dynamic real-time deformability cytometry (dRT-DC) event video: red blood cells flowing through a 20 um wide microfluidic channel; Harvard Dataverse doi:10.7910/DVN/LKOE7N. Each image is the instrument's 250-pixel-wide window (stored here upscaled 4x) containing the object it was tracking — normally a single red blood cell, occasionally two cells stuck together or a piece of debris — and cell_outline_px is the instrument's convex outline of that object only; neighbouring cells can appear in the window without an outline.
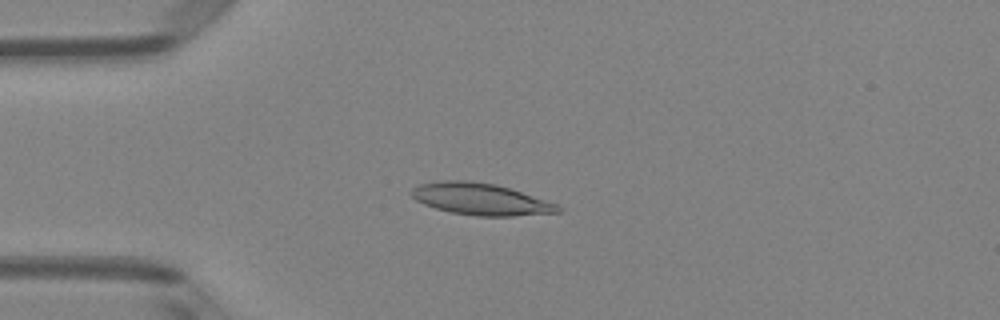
{"species": "Egyptian fruit bat (a non-hibernating species)", "species_latin": "Rousettus aegyptiacus", "temperature_condition": "room temperature", "stored_images_in_passage": 49, "camera_frame_rate_fps": 3000, "um_per_image_px": 0.085, "animal": {"sex": "female"}, "frame": {"image": 1, "passage_image": 12, "time_ms": 3.667, "image_size_px": [1000, 320], "cell_outline_px": [[564, 208], [560, 212], [512, 216], [476, 216], [452, 212], [436, 208], [424, 204], [416, 200], [408, 192], [412, 188], [420, 184], [440, 180], [468, 180], [496, 184], [556, 204]], "centroid_in_image_um": [40.8, 16.92], "position_along_channel_um": 44.2, "area_um2": 26.93}}
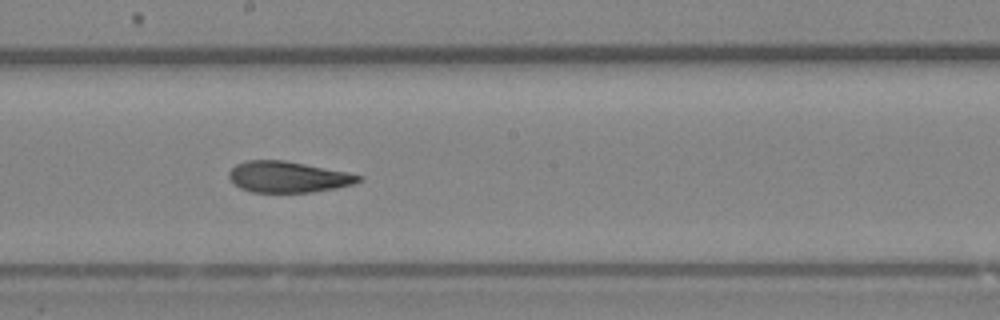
{"frame": {"image": 2, "passage_image": 27, "time_ms": 8.667, "image_size_px": [1000, 320], "cell_outline_px": [[364, 180], [352, 184], [336, 188], [312, 192], [252, 192], [240, 188], [228, 176], [228, 172], [236, 164], [248, 160], [284, 160], [348, 172], [364, 176]], "centroid_in_image_um": [24.51, 15.03], "position_along_channel_um": 223.7, "area_um2": 23.47}}
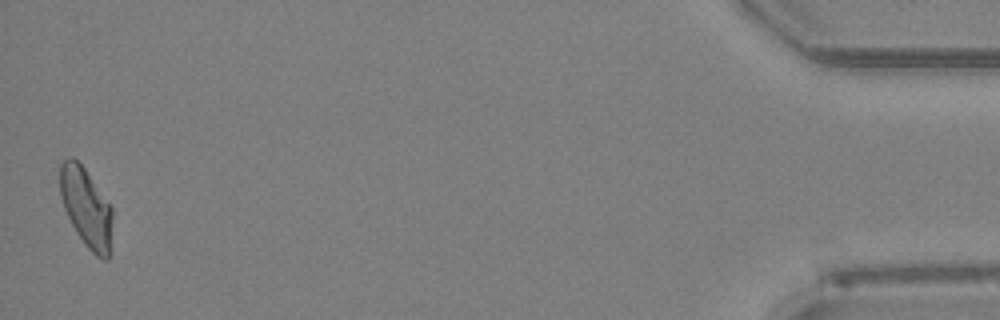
{"frame": {"image": 3, "passage_image": 49, "time_ms": 16.0, "image_size_px": [1000, 320], "cell_outline_px": [[112, 216], [108, 260], [104, 260], [96, 256], [84, 244], [76, 232], [64, 208], [60, 196], [60, 164], [68, 156], [72, 156], [84, 168], [112, 204]], "centroid_in_image_um": [7.33, 17.61], "position_along_channel_um": 427.9, "area_um2": 24.22}, "authors_computed_cell_mechanics": {"area_um2": 24.3916, "velocity_mm_per_s": 4.0145, "shape_relaxation_time_tau1_ms": 9.3915, "shape_relaxation_time_tau2_ms": 2.3632, "deformation_change_tau1": 0.2505, "deformation_change_tau2": 0.095}}